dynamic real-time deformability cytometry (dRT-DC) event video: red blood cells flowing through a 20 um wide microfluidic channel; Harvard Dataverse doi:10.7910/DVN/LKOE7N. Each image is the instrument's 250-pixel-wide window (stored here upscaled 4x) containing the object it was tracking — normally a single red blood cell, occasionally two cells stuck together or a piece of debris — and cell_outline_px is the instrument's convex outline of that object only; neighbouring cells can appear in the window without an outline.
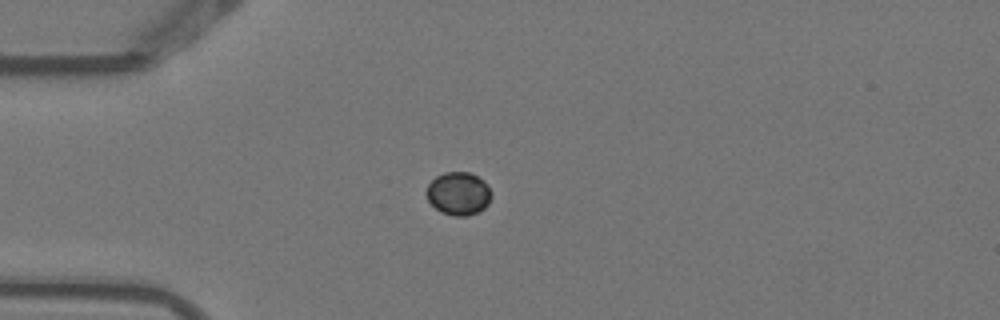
{"species": "Egyptian fruit bat (a non-hibernating species)", "species_latin": "Rousettus aegyptiacus", "temperature_condition": "warm", "stored_images_in_passage": 5, "camera_frame_rate_fps": 3000, "um_per_image_px": 0.085, "animal": {"sex": "female"}, "frame": {"image": 1, "passage_image": 4, "time_ms": 1.0, "image_size_px": [1000, 320], "cell_outline_px": [[492, 196], [488, 204], [484, 208], [468, 216], [452, 216], [440, 212], [428, 200], [424, 192], [428, 184], [436, 176], [444, 172], [468, 172], [484, 180], [488, 184], [492, 192]], "centroid_in_image_um": [38.97, 16.45], "position_along_channel_um": 46.0, "area_um2": 16.53}}
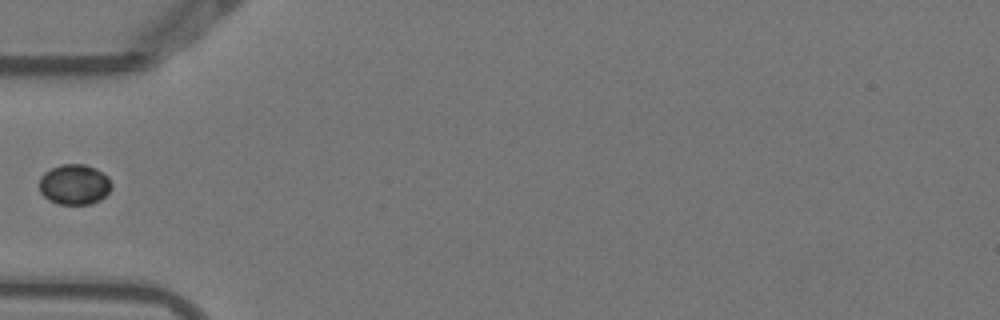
{"frame": {"image": 2, "passage_image": 5, "time_ms": 1.333, "image_size_px": [1000, 320], "cell_outline_px": [[112, 188], [100, 200], [88, 204], [60, 204], [48, 200], [40, 192], [40, 176], [44, 172], [60, 164], [84, 164], [96, 168], [108, 176], [112, 184]], "centroid_in_image_um": [6.33, 15.67], "position_along_channel_um": 78.7, "area_um2": 17.05}}